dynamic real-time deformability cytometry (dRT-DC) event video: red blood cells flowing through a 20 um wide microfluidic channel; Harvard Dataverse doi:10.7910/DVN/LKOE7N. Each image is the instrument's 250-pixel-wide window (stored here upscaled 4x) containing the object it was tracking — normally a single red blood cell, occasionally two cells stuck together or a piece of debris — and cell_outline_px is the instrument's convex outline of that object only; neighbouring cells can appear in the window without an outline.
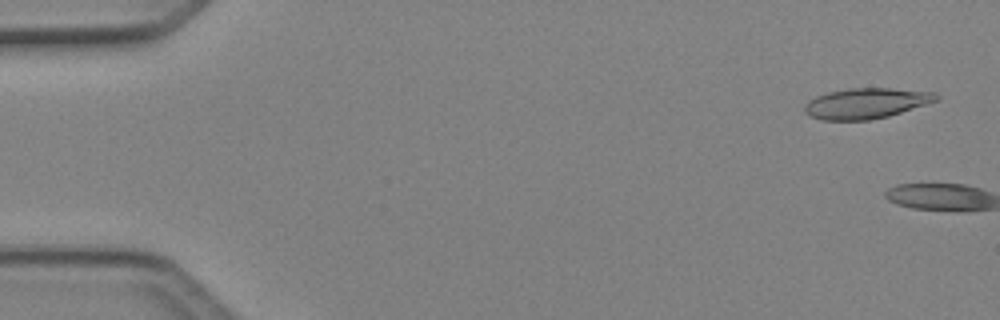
{"species": "Egyptian fruit bat (a non-hibernating species)", "species_latin": "Rousettus aegyptiacus", "temperature_condition": "cold", "stored_images_in_passage": 4, "camera_frame_rate_fps": 3000, "um_per_image_px": 0.085, "animal": {"sex": "female"}, "frame": {"image": 1, "passage_image": 2, "time_ms": 0.333, "image_size_px": [1000, 320], "cell_outline_px": [[940, 96], [936, 100], [888, 116], [868, 120], [820, 120], [808, 116], [804, 112], [804, 104], [808, 100], [816, 96], [828, 92], [848, 88], [892, 88], [936, 92]], "centroid_in_image_um": [73.56, 8.78], "position_along_channel_um": 11.4, "area_um2": 23.41}}